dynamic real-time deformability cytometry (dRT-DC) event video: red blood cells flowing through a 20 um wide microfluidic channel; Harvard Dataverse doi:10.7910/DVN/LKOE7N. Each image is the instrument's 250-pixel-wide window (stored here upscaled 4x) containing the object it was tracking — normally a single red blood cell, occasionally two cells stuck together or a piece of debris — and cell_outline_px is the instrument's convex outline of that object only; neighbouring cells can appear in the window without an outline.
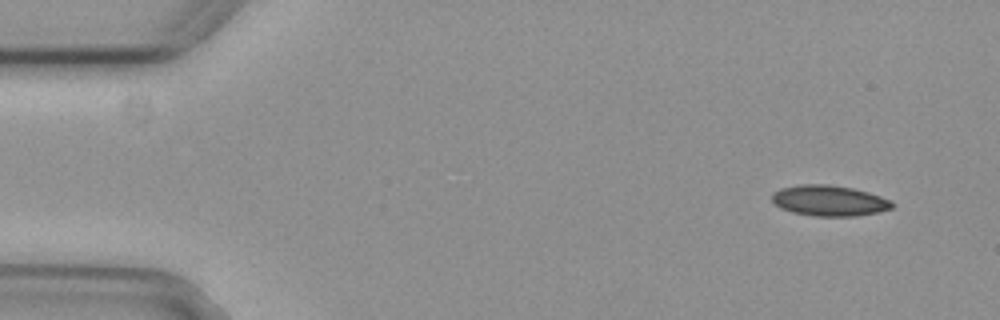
{"species": "common noctule bat (a hibernating species)", "species_latin": "Nyctalus noctula", "temperature_condition": "cold", "stored_images_in_passage": 4, "camera_frame_rate_fps": 3000, "um_per_image_px": 0.085, "animal": {"sex": "female", "body_mass_g": 29.2, "forearm_length_mm": 56.3}, "frame": {"image": 1, "passage_image": 1, "time_ms": 0.0, "image_size_px": [1000, 320], "cell_outline_px": [[896, 204], [892, 208], [880, 212], [856, 216], [816, 216], [792, 212], [780, 208], [772, 200], [772, 192], [780, 188], [800, 184], [828, 184], [852, 188], [868, 192], [892, 200]], "centroid_in_image_um": [70.5, 17.05], "position_along_channel_um": 14.5, "area_um2": 21.68}}
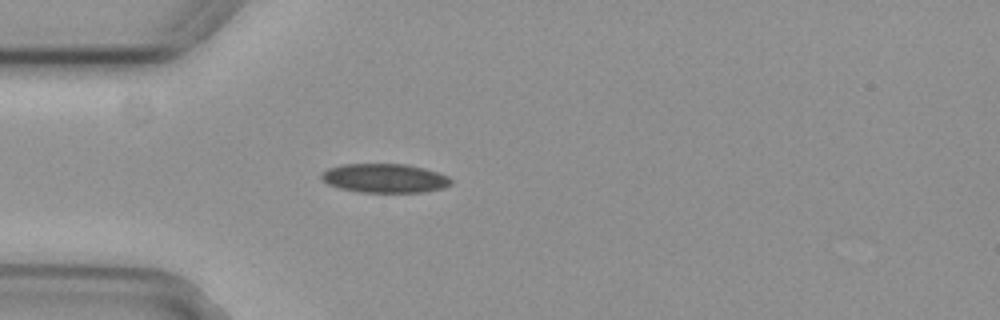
{"frame": {"image": 2, "passage_image": 4, "time_ms": 1.0, "image_size_px": [1000, 320], "cell_outline_px": [[452, 184], [444, 188], [420, 192], [360, 192], [340, 188], [328, 184], [320, 180], [320, 172], [328, 168], [344, 164], [404, 164], [424, 168], [448, 176], [452, 180]], "centroid_in_image_um": [32.66, 15.15], "position_along_channel_um": 52.3, "area_um2": 21.96}}